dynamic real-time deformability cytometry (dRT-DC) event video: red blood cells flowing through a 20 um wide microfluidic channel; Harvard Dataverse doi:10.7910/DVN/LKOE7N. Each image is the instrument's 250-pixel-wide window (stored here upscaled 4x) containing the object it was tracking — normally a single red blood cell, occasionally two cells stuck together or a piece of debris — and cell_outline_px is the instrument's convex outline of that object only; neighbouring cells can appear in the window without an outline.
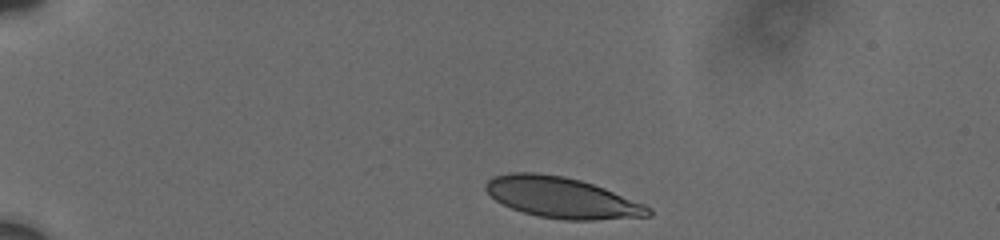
{"species": "human", "species_latin": "Homo sapiens", "temperature_condition": "cold", "stored_images_in_passage": 5, "camera_frame_rate_fps": 3000, "um_per_image_px": 0.085, "donor": {"sex": "male"}, "frame": {"image": 1, "passage_image": 1, "time_ms": 0.0, "image_size_px": [1000, 240], "cell_outline_px": [[652, 216], [596, 220], [564, 220], [540, 216], [524, 212], [512, 208], [496, 200], [484, 188], [484, 184], [492, 176], [512, 172], [536, 172], [564, 176], [580, 180], [604, 188], [644, 204], [652, 208]], "centroid_in_image_um": [47.76, 16.79], "position_along_channel_um": 37.2, "area_um2": 38.61}}
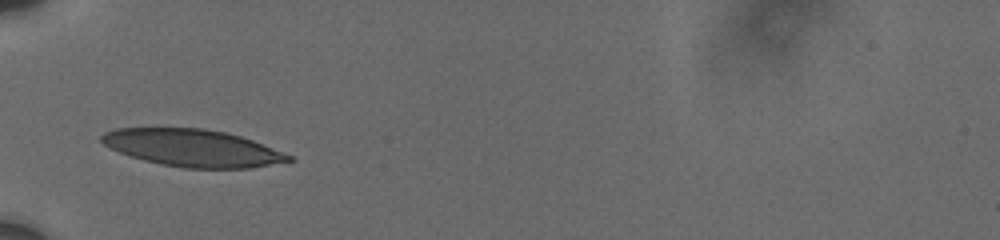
{"frame": {"image": 2, "passage_image": 4, "time_ms": 2.667, "image_size_px": [1000, 240], "cell_outline_px": [[296, 160], [248, 168], [184, 168], [160, 164], [144, 160], [120, 152], [104, 144], [100, 140], [100, 136], [104, 132], [116, 128], [204, 128], [224, 132], [240, 136], [252, 140], [292, 156]], "centroid_in_image_um": [16.36, 12.57], "position_along_channel_um": 68.6, "area_um2": 40.23}}